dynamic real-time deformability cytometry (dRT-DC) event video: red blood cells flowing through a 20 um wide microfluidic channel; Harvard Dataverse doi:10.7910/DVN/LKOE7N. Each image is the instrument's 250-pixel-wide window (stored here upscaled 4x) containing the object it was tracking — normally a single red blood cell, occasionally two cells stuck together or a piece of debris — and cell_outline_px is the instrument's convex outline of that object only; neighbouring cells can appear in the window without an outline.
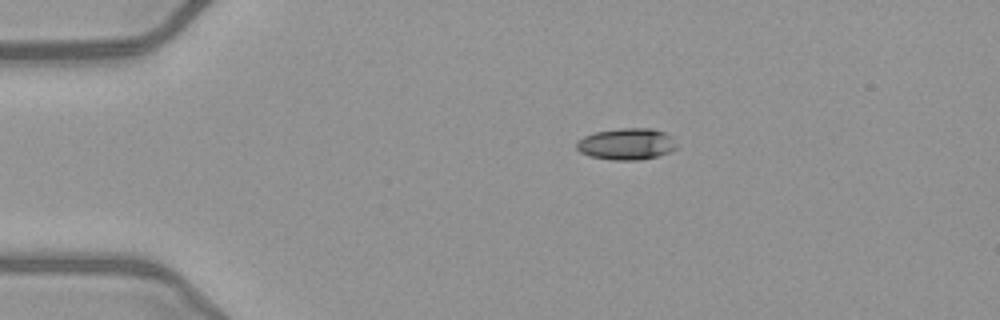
{"species": "common noctule bat (a hibernating species)", "species_latin": "Nyctalus noctula", "temperature_condition": "warm", "stored_images_in_passage": 42, "camera_frame_rate_fps": 3000, "um_per_image_px": 0.085, "animal": {"sex": "female", "body_mass_g": 21.9}, "frame": {"image": 1, "passage_image": 1, "time_ms": 0.0, "image_size_px": [1000, 320], "cell_outline_px": [[680, 148], [656, 156], [640, 160], [612, 160], [588, 156], [580, 152], [576, 148], [576, 140], [584, 136], [596, 132], [620, 128], [652, 128], [664, 132]], "centroid_in_image_um": [53.22, 12.24], "position_along_channel_um": 31.8, "area_um2": 18.44}}
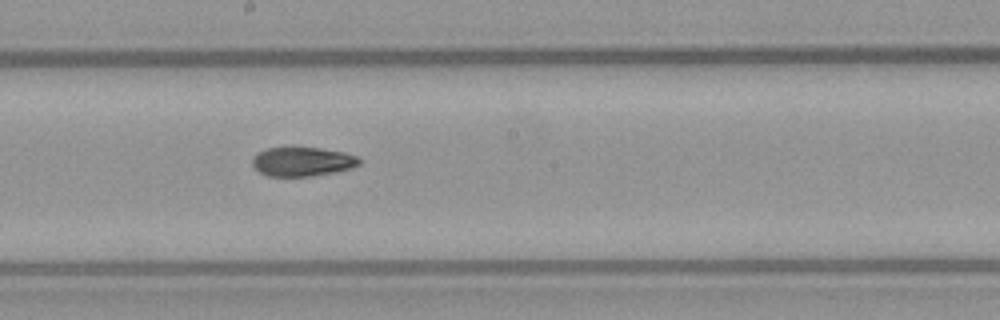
{"frame": {"image": 2, "passage_image": 19, "time_ms": 6.0, "image_size_px": [1000, 320], "cell_outline_px": [[360, 164], [352, 168], [336, 172], [312, 176], [268, 176], [260, 172], [252, 164], [252, 160], [256, 152], [268, 148], [320, 148], [344, 152], [356, 156], [360, 160]], "centroid_in_image_um": [25.71, 13.74], "position_along_channel_um": 222.5, "area_um2": 18.09}}
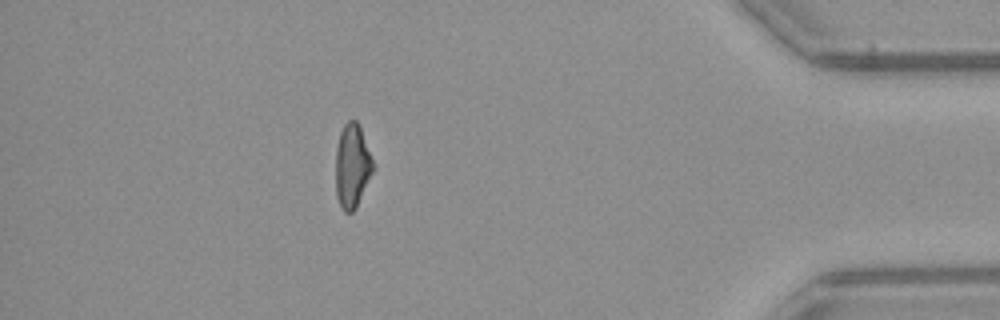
{"frame": {"image": 3, "passage_image": 36, "time_ms": 11.667, "image_size_px": [1000, 320], "cell_outline_px": [[376, 168], [356, 208], [352, 212], [344, 212], [336, 196], [336, 148], [340, 132], [344, 124], [348, 120], [356, 120], [360, 124], [376, 164]], "centroid_in_image_um": [29.98, 14.08], "position_along_channel_um": 405.2, "area_um2": 18.9}, "authors_computed_cell_mechanics": {"area_um2": 18.6983, "velocity_mm_per_s": 4.0709, "shape_relaxation_time_tau1_ms": 4.7944, "shape_relaxation_time_tau2_ms": 5.5948, "deformation_change_tau1": 0.1646, "deformation_change_tau2": 0.1379}}